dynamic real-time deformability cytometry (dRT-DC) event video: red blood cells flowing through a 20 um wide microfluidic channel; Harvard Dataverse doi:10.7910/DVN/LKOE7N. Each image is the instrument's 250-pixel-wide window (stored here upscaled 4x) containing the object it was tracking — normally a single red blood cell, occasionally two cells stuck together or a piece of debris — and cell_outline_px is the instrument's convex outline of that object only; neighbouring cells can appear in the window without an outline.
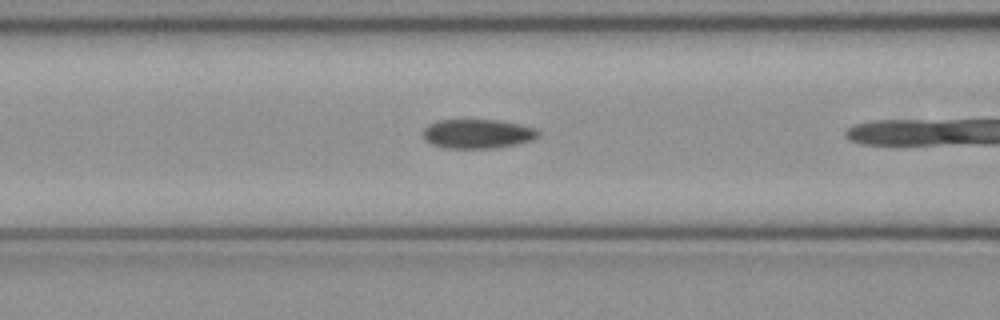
{"species": "common noctule bat (a hibernating species)", "species_latin": "Nyctalus noctula", "temperature_condition": "cold", "stored_images_in_passage": 7, "camera_frame_rate_fps": 3000, "um_per_image_px": 0.085, "animal": {"sex": "female", "body_mass_g": 21.9}, "frame": {"image": 1, "passage_image": 6, "time_ms": 1.667, "image_size_px": [1000, 320], "cell_outline_px": [[540, 136], [532, 140], [516, 144], [496, 148], [444, 148], [432, 144], [424, 140], [420, 132], [428, 124], [436, 120], [496, 120], [520, 124], [536, 128], [540, 132]], "centroid_in_image_um": [40.56, 11.37], "position_along_channel_um": 126.0, "area_um2": 19.94}}